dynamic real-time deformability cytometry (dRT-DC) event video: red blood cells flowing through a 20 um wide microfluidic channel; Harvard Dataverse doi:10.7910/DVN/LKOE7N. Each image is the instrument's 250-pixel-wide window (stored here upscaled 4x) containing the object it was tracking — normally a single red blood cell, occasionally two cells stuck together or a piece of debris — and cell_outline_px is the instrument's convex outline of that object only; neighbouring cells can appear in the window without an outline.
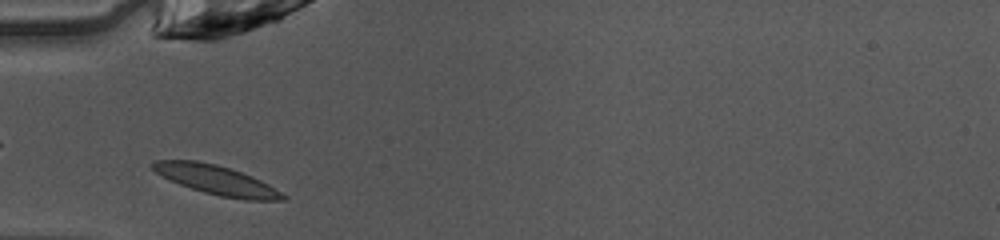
{"species": "common noctule bat (a hibernating species)", "species_latin": "Nyctalus noctula", "temperature_condition": "warm", "stored_images_in_passage": 32, "camera_frame_rate_fps": 3000, "um_per_image_px": 0.085, "animal": {"sex": "female", "body_mass_g": 10.0, "forearm_length_mm": 53.1}, "frame": {"image": 1, "passage_image": 1, "time_ms": 0.0, "image_size_px": [1000, 240], "cell_outline_px": [[288, 196], [284, 200], [244, 200], [220, 196], [204, 192], [180, 184], [156, 172], [148, 164], [156, 160], [196, 160], [216, 164], [232, 168], [252, 176], [268, 184]], "centroid_in_image_um": [18.42, 15.29], "position_along_channel_um": 66.6, "area_um2": 22.14}}
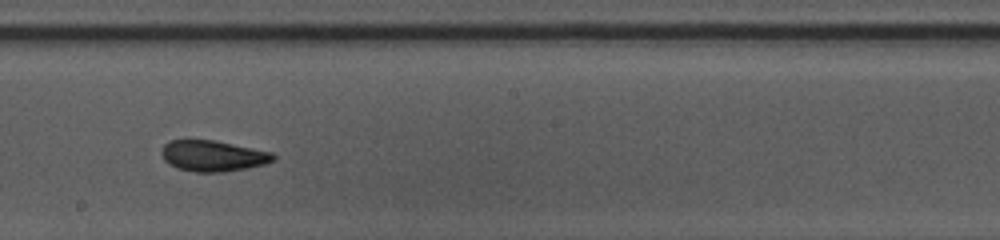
{"frame": {"image": 2, "passage_image": 13, "time_ms": 4.0, "image_size_px": [1000, 240], "cell_outline_px": [[276, 160], [264, 164], [248, 168], [224, 172], [196, 172], [176, 168], [168, 164], [164, 160], [160, 152], [164, 144], [168, 140], [212, 140], [272, 152], [276, 156]], "centroid_in_image_um": [18.08, 13.26], "position_along_channel_um": 230.1, "area_um2": 20.23}}
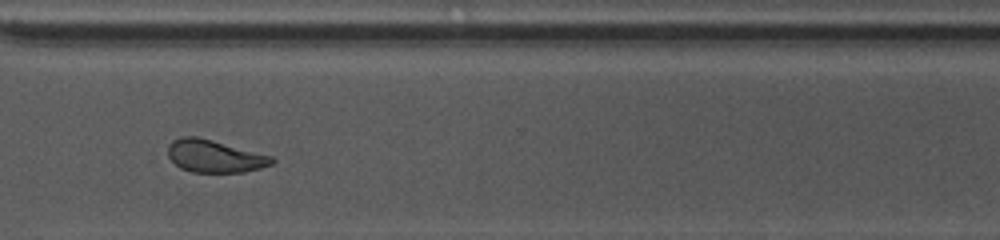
{"frame": {"image": 3, "passage_image": 22, "time_ms": 7.0, "image_size_px": [1000, 240], "cell_outline_px": [[276, 160], [272, 164], [260, 168], [244, 172], [192, 172], [180, 168], [168, 156], [168, 144], [172, 140], [180, 136], [196, 136], [212, 140], [272, 156]], "centroid_in_image_um": [18.22, 13.27], "position_along_channel_um": 352.4, "area_um2": 19.65}, "authors_computed_cell_mechanics": {"area_um2": 20.1433, "velocity_mm_per_s": 4.0877, "shape_relaxation_time_tau1_ms": 4.0391, "shape_relaxation_time_tau2_ms": 2.4912, "deformation_change_tau1": 0.1774, "deformation_change_tau2": 0.069}}